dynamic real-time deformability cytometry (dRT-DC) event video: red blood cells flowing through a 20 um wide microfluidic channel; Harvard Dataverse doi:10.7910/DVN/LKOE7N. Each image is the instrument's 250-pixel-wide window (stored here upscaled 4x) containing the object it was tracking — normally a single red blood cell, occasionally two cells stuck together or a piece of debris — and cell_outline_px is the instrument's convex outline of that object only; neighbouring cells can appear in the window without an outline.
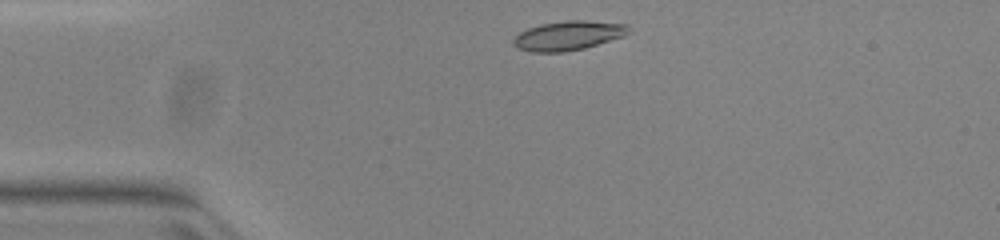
{"species": "common noctule bat (a hibernating species)", "species_latin": "Nyctalus noctula", "temperature_condition": "warm", "stored_images_in_passage": 41, "camera_frame_rate_fps": 3000, "um_per_image_px": 0.085, "animal": {"sex": "female", "body_mass_g": 23.0, "forearm_length_mm": 53.4}, "frame": {"image": 1, "passage_image": 1, "time_ms": 0.0, "image_size_px": [1000, 240], "cell_outline_px": [[628, 32], [624, 36], [584, 48], [564, 52], [532, 52], [516, 48], [512, 44], [512, 40], [520, 32], [528, 28], [540, 24], [564, 20], [584, 20], [628, 24]], "centroid_in_image_um": [48.26, 3.02], "position_along_channel_um": 36.7, "area_um2": 19.71}}
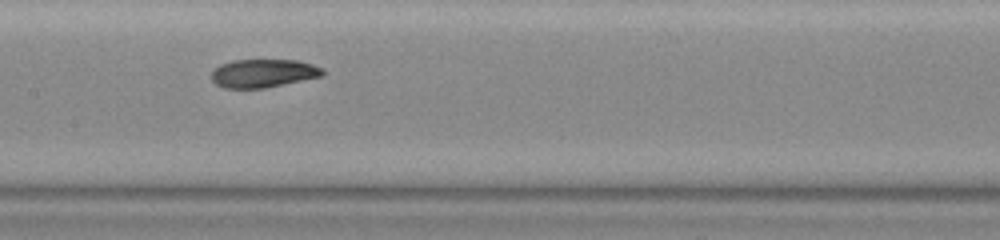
{"frame": {"image": 2, "passage_image": 15, "time_ms": 4.667, "image_size_px": [1000, 240], "cell_outline_px": [[324, 76], [264, 88], [224, 88], [216, 84], [212, 80], [212, 72], [220, 64], [232, 60], [296, 60], [312, 64], [324, 68]], "centroid_in_image_um": [22.4, 6.22], "position_along_channel_um": 185.0, "area_um2": 18.38}}
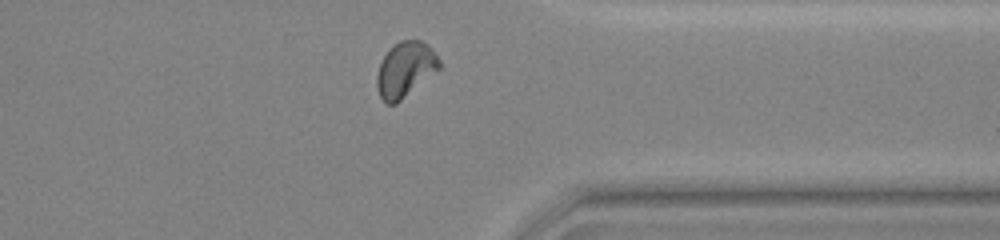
{"frame": {"image": 3, "passage_image": 30, "time_ms": 9.667, "image_size_px": [1000, 240], "cell_outline_px": [[440, 68], [396, 104], [388, 104], [380, 96], [376, 84], [376, 76], [380, 64], [384, 56], [400, 40], [420, 40], [428, 44], [432, 48], [440, 60]], "centroid_in_image_um": [34.46, 5.9], "position_along_channel_um": 376.9, "area_um2": 19.77}, "authors_computed_cell_mechanics": {"area_um2": 19.1896, "velocity_mm_per_s": 3.9661, "shape_relaxation_time_tau1_ms": 6.7529, "shape_relaxation_time_tau2_ms": 1.7502, "deformation_change_tau1": 0.2112, "deformation_change_tau2": 0.0689}}